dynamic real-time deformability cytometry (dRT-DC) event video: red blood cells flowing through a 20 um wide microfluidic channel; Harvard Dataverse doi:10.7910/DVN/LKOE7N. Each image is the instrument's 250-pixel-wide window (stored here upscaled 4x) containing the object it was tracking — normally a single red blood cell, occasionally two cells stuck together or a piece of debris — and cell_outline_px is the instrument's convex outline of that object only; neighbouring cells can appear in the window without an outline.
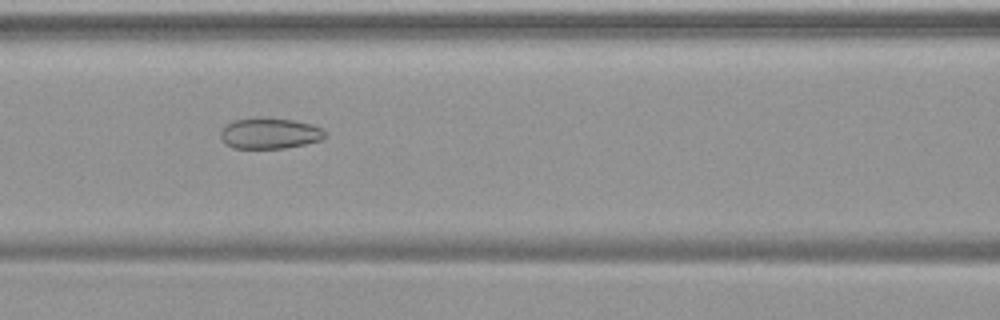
{"species": "common noctule bat (a hibernating species)", "species_latin": "Nyctalus noctula", "temperature_condition": "warm", "stored_images_in_passage": 50, "camera_frame_rate_fps": 3000, "um_per_image_px": 0.085, "animal": {"sex": "female", "body_mass_g": 19.9}, "frame": {"image": 1, "passage_image": 20, "time_ms": 6.333, "image_size_px": [1000, 320], "cell_outline_px": [[328, 136], [320, 140], [304, 144], [284, 148], [232, 148], [224, 144], [220, 136], [220, 132], [224, 124], [232, 120], [256, 116], [264, 116], [296, 120], [312, 124], [328, 132]], "centroid_in_image_um": [22.89, 11.3], "position_along_channel_um": 143.7, "area_um2": 19.48}}
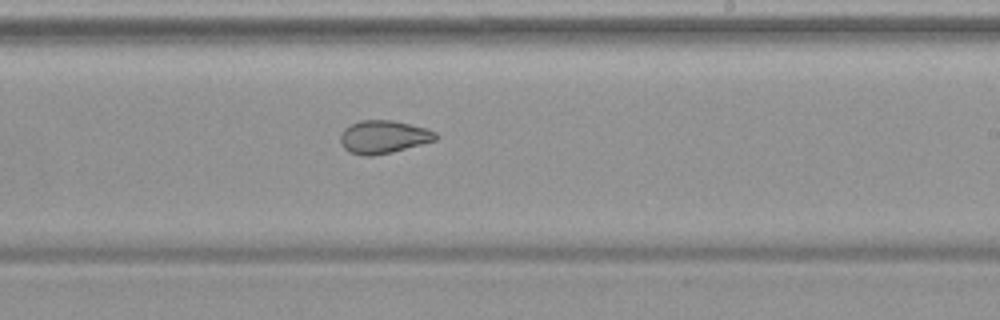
{"frame": {"image": 2, "passage_image": 29, "time_ms": 9.333, "image_size_px": [1000, 320], "cell_outline_px": [[440, 136], [436, 140], [392, 152], [372, 156], [360, 156], [348, 152], [340, 144], [340, 136], [344, 128], [360, 120], [392, 120], [428, 128], [436, 132]], "centroid_in_image_um": [32.59, 11.64], "position_along_channel_um": 256.4, "area_um2": 18.55}}
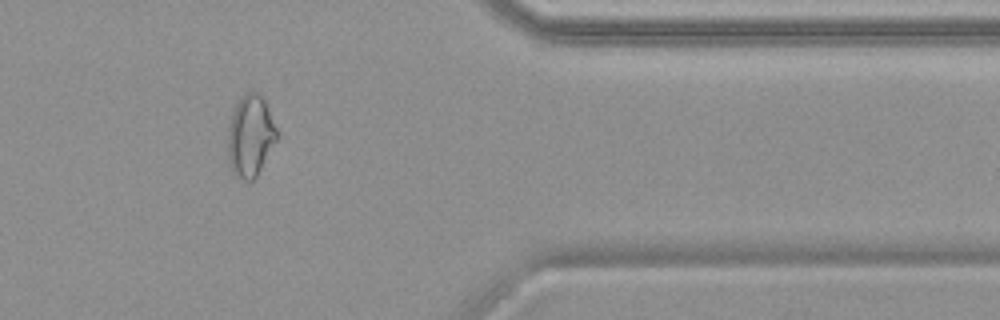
{"frame": {"image": 3, "passage_image": 41, "time_ms": 13.333, "image_size_px": [1000, 320], "cell_outline_px": [[280, 136], [256, 176], [252, 180], [244, 180], [236, 176], [232, 172], [228, 160], [228, 128], [232, 112], [236, 104], [244, 92], [256, 92], [264, 100]], "centroid_in_image_um": [21.28, 11.56], "position_along_channel_um": 390.1, "area_um2": 23.29}, "authors_computed_cell_mechanics": {"area_um2": 23.2067, "velocity_mm_per_s": 3.7784, "shape_relaxation_time_tau1_ms": null, "shape_relaxation_time_tau2_ms": 1.522, "deformation_change_tau1": null, "deformation_change_tau2": 0.071}}